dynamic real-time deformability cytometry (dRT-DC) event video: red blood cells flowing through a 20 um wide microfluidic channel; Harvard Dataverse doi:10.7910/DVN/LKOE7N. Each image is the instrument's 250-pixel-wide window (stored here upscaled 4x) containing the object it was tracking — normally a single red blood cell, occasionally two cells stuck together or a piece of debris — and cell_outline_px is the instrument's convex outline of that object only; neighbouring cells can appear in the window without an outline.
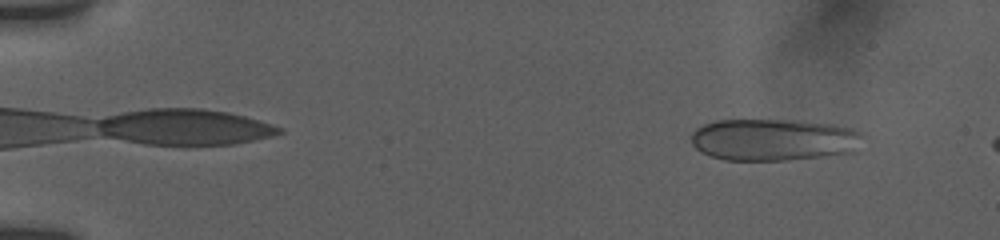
{"species": "human", "species_latin": "Homo sapiens", "temperature_condition": "room temperature", "stored_images_in_passage": 19, "camera_frame_rate_fps": 3000, "um_per_image_px": 0.085, "donor": {"sex": "female"}, "frame": {"image": 1, "passage_image": 7, "time_ms": 2.0, "image_size_px": [1000, 240], "cell_outline_px": [[848, 132], [836, 152], [812, 156], [780, 160], [728, 160], [712, 156], [696, 148], [692, 140], [692, 136], [700, 128], [708, 124], [720, 120], [772, 120], [820, 124], [840, 128]], "centroid_in_image_um": [65.19, 11.87], "position_along_channel_um": 19.8, "area_um2": 37.05}}